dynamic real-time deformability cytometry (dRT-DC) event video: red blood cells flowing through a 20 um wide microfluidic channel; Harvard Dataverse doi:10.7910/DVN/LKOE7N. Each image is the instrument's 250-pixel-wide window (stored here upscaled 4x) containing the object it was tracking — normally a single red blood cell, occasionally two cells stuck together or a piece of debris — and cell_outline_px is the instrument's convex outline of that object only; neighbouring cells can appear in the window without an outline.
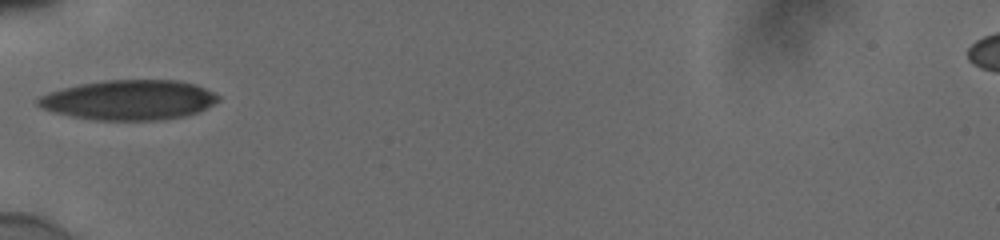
{"species": "human", "species_latin": "Homo sapiens", "temperature_condition": "cold", "stored_images_in_passage": 33, "camera_frame_rate_fps": 3000, "um_per_image_px": 0.085, "donor": {"sex": "male"}, "frame": {"image": 1, "passage_image": 1, "time_ms": 0.0, "image_size_px": [1000, 240], "cell_outline_px": [[220, 100], [200, 112], [184, 116], [156, 120], [96, 120], [72, 116], [52, 112], [36, 104], [36, 100], [40, 96], [48, 92], [80, 84], [104, 80], [176, 80], [196, 84], [220, 96]], "centroid_in_image_um": [10.98, 8.49], "position_along_channel_um": 74.0, "area_um2": 41.91}}
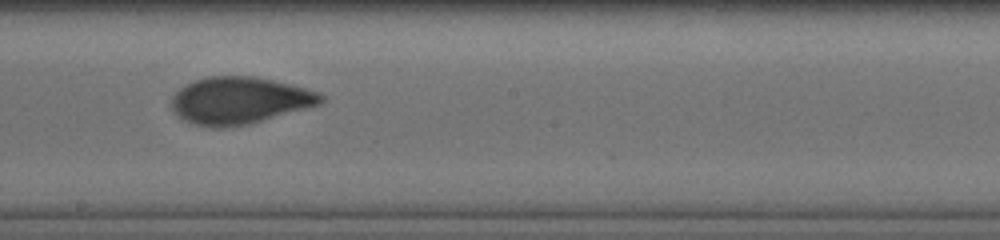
{"frame": {"image": 2, "passage_image": 13, "time_ms": 4.0, "image_size_px": [1000, 240], "cell_outline_px": [[324, 100], [320, 104], [248, 124], [216, 128], [196, 124], [180, 116], [172, 108], [172, 96], [184, 84], [208, 76], [252, 76], [272, 80], [320, 92], [324, 96]], "centroid_in_image_um": [20.36, 8.52], "position_along_channel_um": 227.8, "area_um2": 40.29}}
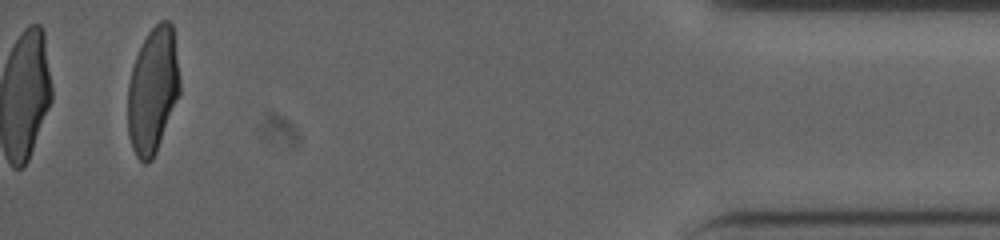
{"frame": {"image": 3, "passage_image": 33, "time_ms": 10.667, "image_size_px": [1000, 240], "cell_outline_px": [[180, 96], [156, 152], [152, 160], [148, 164], [144, 164], [136, 156], [132, 148], [128, 136], [128, 84], [132, 68], [136, 56], [148, 32], [160, 20], [168, 20], [172, 24], [180, 80]], "centroid_in_image_um": [13.0, 7.72], "position_along_channel_um": 422.2, "area_um2": 38.32}, "authors_computed_cell_mechanics": {"area_um2": 39.9398, "velocity_mm_per_s": 3.8588, "shape_relaxation_time_tau1_ms": 4.8613, "shape_relaxation_time_tau2_ms": 1.0524, "deformation_change_tau1": 0.1752, "deformation_change_tau2": 0.0638}}